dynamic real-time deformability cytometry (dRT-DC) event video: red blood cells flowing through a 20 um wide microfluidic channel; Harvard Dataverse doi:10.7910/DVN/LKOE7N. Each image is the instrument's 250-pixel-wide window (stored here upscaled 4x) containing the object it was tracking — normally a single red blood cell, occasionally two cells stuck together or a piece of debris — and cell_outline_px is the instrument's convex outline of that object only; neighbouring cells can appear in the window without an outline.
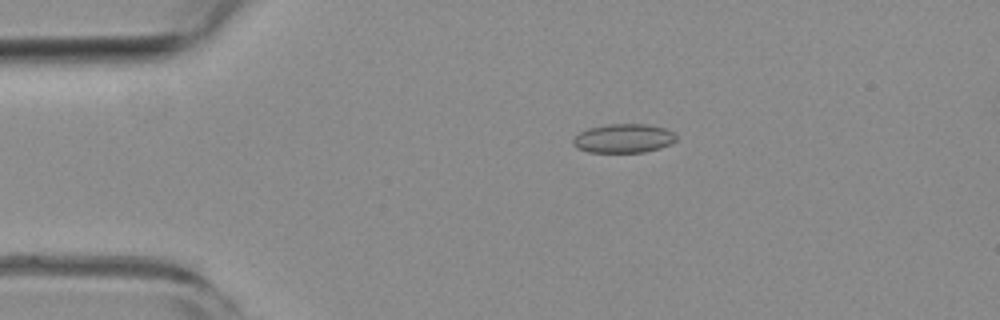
{"species": "common noctule bat (a hibernating species)", "species_latin": "Nyctalus noctula", "temperature_condition": "room temperature", "stored_images_in_passage": 17, "camera_frame_rate_fps": 3000, "um_per_image_px": 0.085, "animal": {"sex": "female", "body_mass_g": 19.3, "forearm_length_mm": 54.1}, "frame": {"image": 1, "passage_image": 2, "time_ms": 0.333, "image_size_px": [1000, 320], "cell_outline_px": [[676, 140], [660, 148], [644, 152], [588, 152], [576, 148], [572, 144], [572, 140], [580, 132], [588, 128], [608, 124], [644, 124], [664, 128], [672, 132], [676, 136]], "centroid_in_image_um": [52.96, 11.76], "position_along_channel_um": 32.0, "area_um2": 17.28}}
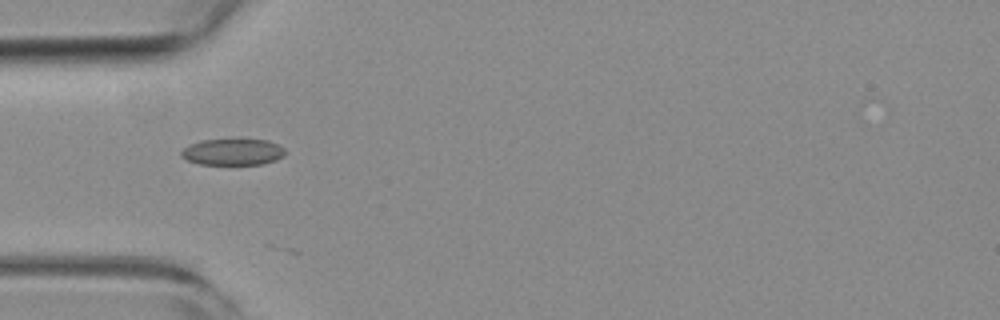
{"frame": {"image": 2, "passage_image": 8, "time_ms": 2.333, "image_size_px": [1000, 320], "cell_outline_px": [[284, 156], [276, 160], [260, 164], [200, 164], [188, 160], [180, 156], [180, 152], [184, 148], [200, 140], [240, 136], [268, 140], [284, 148]], "centroid_in_image_um": [19.79, 12.85], "position_along_channel_um": 65.2, "area_um2": 16.7}}
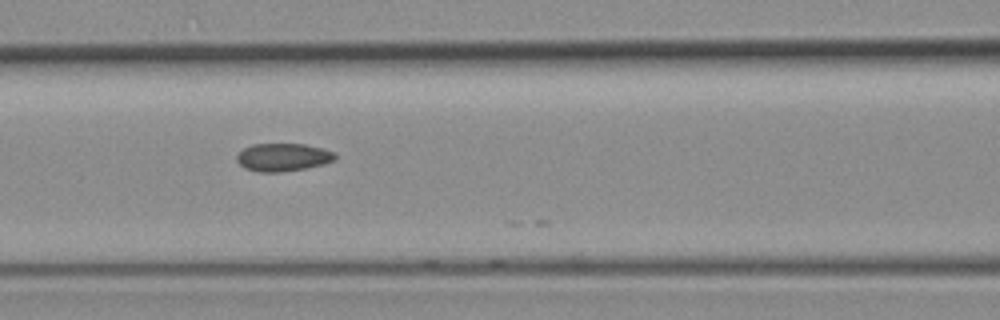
{"frame": {"image": 3, "passage_image": 14, "time_ms": 4.333, "image_size_px": [1000, 320], "cell_outline_px": [[336, 160], [324, 164], [304, 168], [280, 172], [260, 172], [244, 168], [236, 160], [236, 156], [244, 148], [252, 144], [304, 144], [336, 152]], "centroid_in_image_um": [24.06, 13.36], "position_along_channel_um": 142.5, "area_um2": 15.95}}